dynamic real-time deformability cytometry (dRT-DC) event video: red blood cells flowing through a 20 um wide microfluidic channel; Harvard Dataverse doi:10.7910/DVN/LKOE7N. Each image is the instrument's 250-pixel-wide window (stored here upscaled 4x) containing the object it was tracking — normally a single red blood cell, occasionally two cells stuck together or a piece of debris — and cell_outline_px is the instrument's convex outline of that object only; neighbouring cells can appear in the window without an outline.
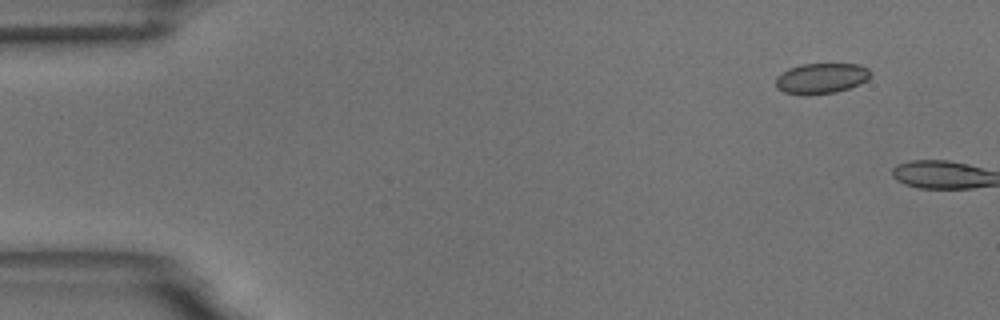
{"species": "common noctule bat (a hibernating species)", "species_latin": "Nyctalus noctula", "temperature_condition": "room temperature", "stored_images_in_passage": 4, "camera_frame_rate_fps": 3000, "um_per_image_px": 0.085, "animal": {"sex": "male", "body_mass_g": 18.8}, "frame": {"image": 1, "passage_image": 2, "time_ms": 0.333, "image_size_px": [1000, 320], "cell_outline_px": [[872, 72], [868, 80], [848, 88], [836, 92], [808, 96], [784, 92], [776, 88], [776, 76], [788, 68], [800, 64], [860, 64], [868, 68]], "centroid_in_image_um": [69.8, 6.66], "position_along_channel_um": 15.2, "area_um2": 17.11}}